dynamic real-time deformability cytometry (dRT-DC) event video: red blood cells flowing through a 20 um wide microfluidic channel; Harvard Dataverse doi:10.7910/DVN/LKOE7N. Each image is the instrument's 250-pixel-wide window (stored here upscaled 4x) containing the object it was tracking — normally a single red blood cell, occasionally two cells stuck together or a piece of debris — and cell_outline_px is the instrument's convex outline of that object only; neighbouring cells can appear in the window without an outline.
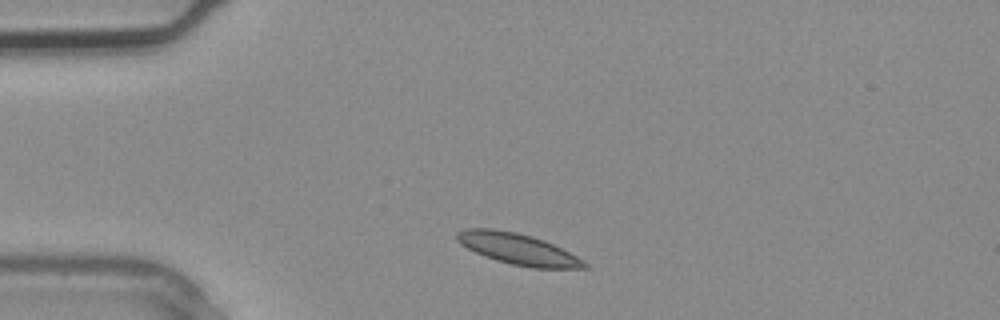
{"species": "common noctule bat (a hibernating species)", "species_latin": "Nyctalus noctula", "temperature_condition": "warm", "stored_images_in_passage": 4, "camera_frame_rate_fps": 3000, "um_per_image_px": 0.085, "animal": {"sex": "male", "body_mass_g": 20.4}, "frame": {"image": 1, "passage_image": 4, "time_ms": 1.0, "image_size_px": [1000, 320], "cell_outline_px": [[588, 268], [532, 268], [512, 264], [496, 260], [484, 256], [460, 244], [456, 240], [456, 232], [464, 228], [492, 228], [516, 232], [532, 236], [544, 240], [584, 260], [588, 264]], "centroid_in_image_um": [43.99, 21.15], "position_along_channel_um": 41.0, "area_um2": 23.06}}